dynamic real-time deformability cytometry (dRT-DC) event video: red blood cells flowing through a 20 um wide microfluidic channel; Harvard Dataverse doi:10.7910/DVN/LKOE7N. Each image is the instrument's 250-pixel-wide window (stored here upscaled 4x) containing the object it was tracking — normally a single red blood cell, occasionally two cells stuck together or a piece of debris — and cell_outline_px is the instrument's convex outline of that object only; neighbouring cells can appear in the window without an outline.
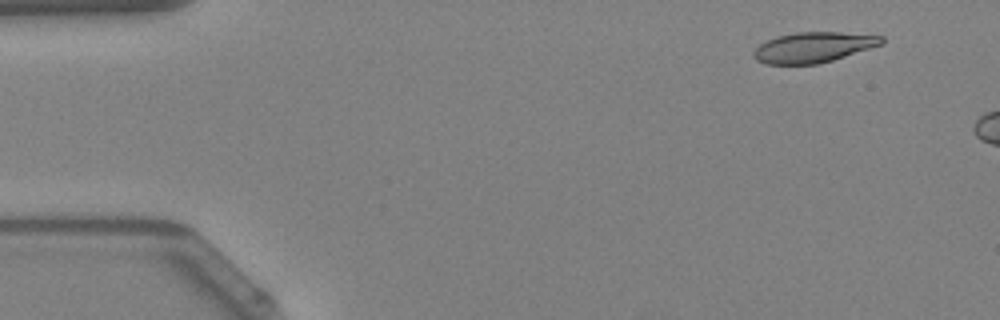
{"species": "Egyptian fruit bat (a non-hibernating species)", "species_latin": "Rousettus aegyptiacus", "temperature_condition": "warm", "stored_images_in_passage": 10, "camera_frame_rate_fps": 3000, "um_per_image_px": 0.085, "animal": {"sex": "female"}, "frame": {"image": 1, "passage_image": 4, "time_ms": 1.0, "image_size_px": [1000, 320], "cell_outline_px": [[884, 44], [832, 60], [816, 64], [764, 64], [756, 60], [752, 56], [752, 52], [760, 44], [776, 36], [796, 32], [840, 32], [884, 36]], "centroid_in_image_um": [69.13, 4.02], "position_along_channel_um": 15.9, "area_um2": 22.72}}